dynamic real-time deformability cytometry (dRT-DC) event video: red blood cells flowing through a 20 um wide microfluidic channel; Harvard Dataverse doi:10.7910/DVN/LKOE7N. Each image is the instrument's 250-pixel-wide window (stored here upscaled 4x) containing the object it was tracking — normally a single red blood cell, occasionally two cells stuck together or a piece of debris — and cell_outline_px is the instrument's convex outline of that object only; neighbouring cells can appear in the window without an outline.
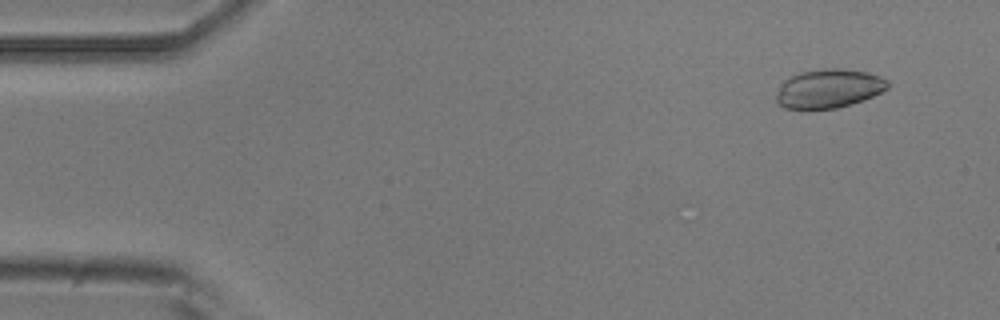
{"species": "common noctule bat (a hibernating species)", "species_latin": "Nyctalus noctula", "temperature_condition": "room temperature", "stored_images_in_passage": 54, "camera_frame_rate_fps": 3000, "um_per_image_px": 0.085, "animal": {"sex": "male", "body_mass_g": 20.5, "forearm_length_mm": 52.5}, "frame": {"image": 1, "passage_image": 4, "time_ms": 1.0, "image_size_px": [1000, 320], "cell_outline_px": [[888, 88], [864, 100], [836, 108], [784, 108], [776, 100], [776, 96], [780, 84], [784, 80], [800, 72], [824, 68], [840, 68], [868, 72], [888, 80]], "centroid_in_image_um": [70.44, 7.51], "position_along_channel_um": 14.6, "area_um2": 25.03}}
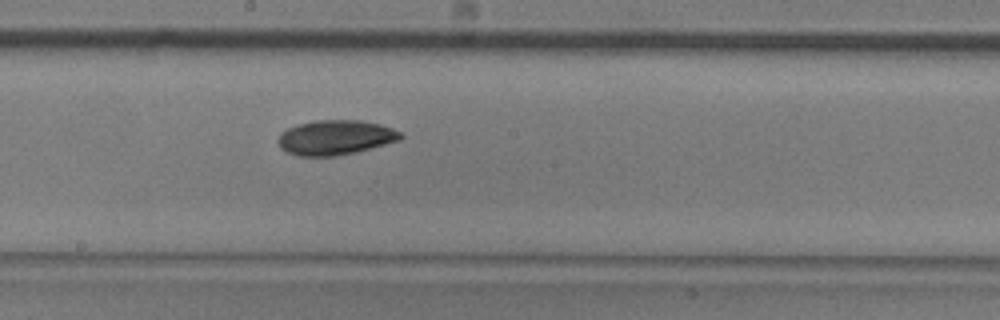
{"frame": {"image": 2, "passage_image": 29, "time_ms": 9.333, "image_size_px": [1000, 320], "cell_outline_px": [[404, 136], [400, 140], [356, 152], [336, 156], [296, 156], [280, 148], [276, 140], [280, 132], [288, 128], [300, 124], [316, 120], [360, 120], [380, 124], [392, 128], [400, 132]], "centroid_in_image_um": [28.49, 11.69], "position_along_channel_um": 219.7, "area_um2": 24.91}}
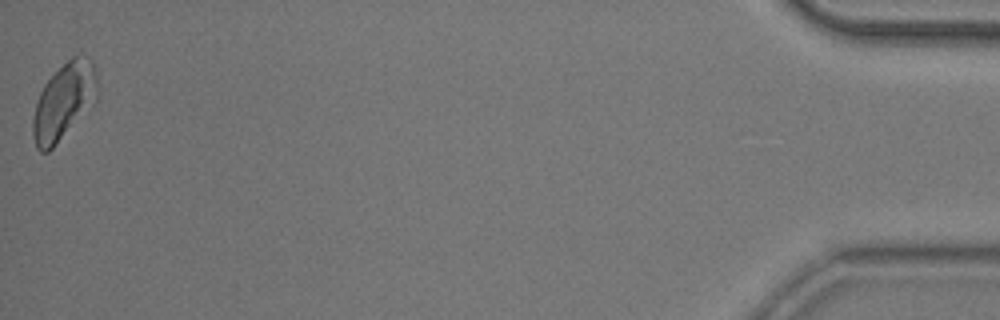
{"frame": {"image": 3, "passage_image": 54, "time_ms": 17.667, "image_size_px": [1000, 320], "cell_outline_px": [[96, 80], [88, 100], [56, 144], [48, 152], [40, 152], [36, 148], [32, 132], [32, 120], [36, 104], [40, 92], [44, 84], [72, 56], [76, 56], [92, 60], [96, 64]], "centroid_in_image_um": [5.28, 8.6], "position_along_channel_um": 429.9, "area_um2": 26.24}, "authors_computed_cell_mechanics": {"area_um2": 24.6806, "velocity_mm_per_s": 3.6939, "shape_relaxation_time_tau1_ms": 2.2483, "shape_relaxation_time_tau2_ms": null, "deformation_change_tau1": 0.0361, "deformation_change_tau2": null}}